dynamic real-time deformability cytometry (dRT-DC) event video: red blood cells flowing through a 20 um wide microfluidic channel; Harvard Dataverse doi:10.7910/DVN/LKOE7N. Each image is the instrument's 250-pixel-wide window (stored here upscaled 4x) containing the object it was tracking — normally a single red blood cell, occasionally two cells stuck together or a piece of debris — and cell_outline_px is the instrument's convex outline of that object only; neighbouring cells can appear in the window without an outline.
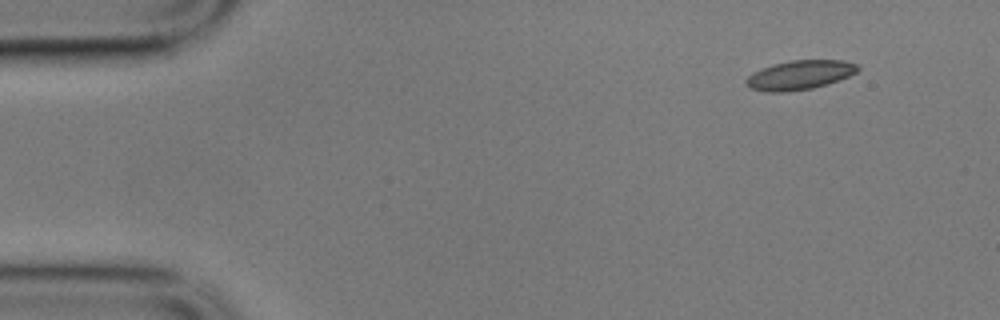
{"species": "common noctule bat (a hibernating species)", "species_latin": "Nyctalus noctula", "temperature_condition": "cold", "stored_images_in_passage": 52, "camera_frame_rate_fps": 3000, "um_per_image_px": 0.085, "animal": {"sex": "male", "body_mass_g": 17.9}, "frame": {"image": 1, "passage_image": 1, "time_ms": 0.0, "image_size_px": [1000, 320], "cell_outline_px": [[860, 68], [856, 72], [848, 76], [828, 84], [812, 88], [784, 92], [768, 92], [748, 88], [744, 84], [744, 80], [752, 72], [772, 64], [792, 60], [840, 60], [856, 64]], "centroid_in_image_um": [67.91, 6.38], "position_along_channel_um": 17.1, "area_um2": 19.07}}
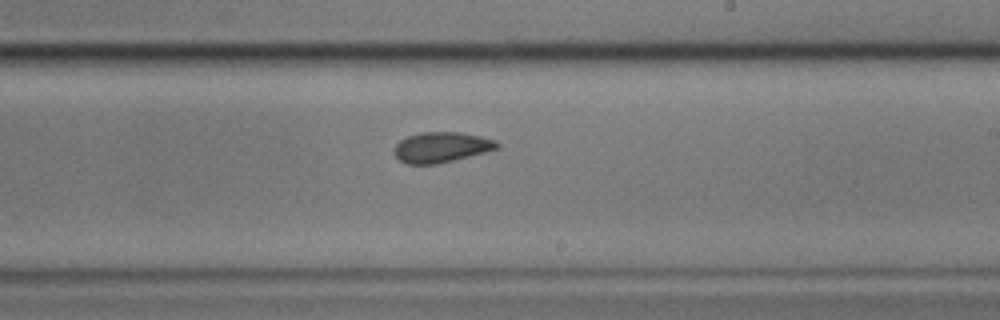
{"frame": {"image": 2, "passage_image": 29, "time_ms": 9.333, "image_size_px": [1000, 320], "cell_outline_px": [[500, 148], [436, 164], [408, 164], [400, 160], [392, 152], [396, 144], [400, 140], [408, 136], [420, 132], [460, 132], [480, 136], [496, 140], [500, 144]], "centroid_in_image_um": [37.51, 12.5], "position_along_channel_um": 251.5, "area_um2": 18.15}}
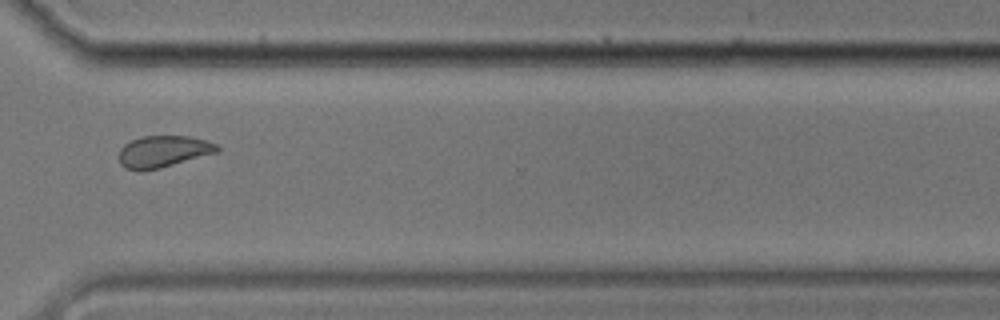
{"frame": {"image": 3, "passage_image": 38, "time_ms": 12.333, "image_size_px": [1000, 320], "cell_outline_px": [[220, 152], [160, 168], [140, 172], [124, 168], [120, 164], [120, 148], [124, 144], [132, 140], [144, 136], [188, 136], [220, 144]], "centroid_in_image_um": [13.9, 12.89], "position_along_channel_um": 356.7, "area_um2": 18.38}, "authors_computed_cell_mechanics": {"area_um2": 18.6694, "velocity_mm_per_s": 3.503, "shape_relaxation_time_tau1_ms": 11.0428, "shape_relaxation_time_tau2_ms": 2.2816, "deformation_change_tau1": 0.1636, "deformation_change_tau2": 0.0721}}